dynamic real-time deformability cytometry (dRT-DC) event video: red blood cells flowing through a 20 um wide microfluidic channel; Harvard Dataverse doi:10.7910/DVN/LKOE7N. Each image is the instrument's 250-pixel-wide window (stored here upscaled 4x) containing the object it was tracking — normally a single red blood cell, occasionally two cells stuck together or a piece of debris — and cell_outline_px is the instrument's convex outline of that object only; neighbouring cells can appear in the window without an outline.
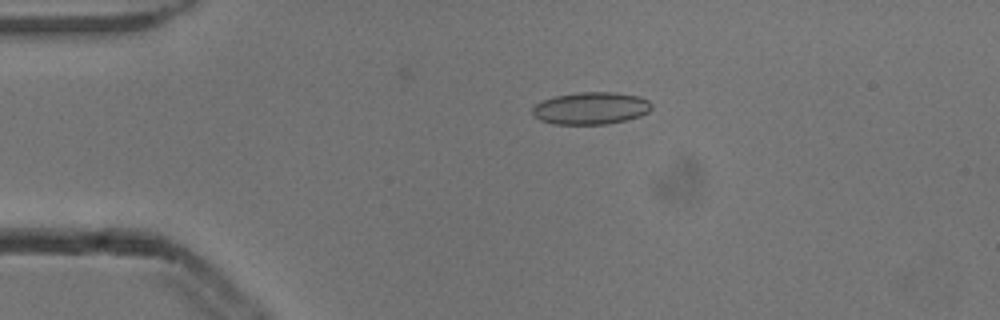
{"species": "common noctule bat (a hibernating species)", "species_latin": "Nyctalus noctula", "temperature_condition": "cold", "stored_images_in_passage": 32, "camera_frame_rate_fps": 3000, "um_per_image_px": 0.085, "animal": {"sex": "male", "body_mass_g": 13.3}, "frame": {"image": 1, "passage_image": 1, "time_ms": 0.0, "image_size_px": [1000, 320], "cell_outline_px": [[652, 108], [648, 112], [640, 116], [608, 124], [552, 124], [540, 120], [532, 116], [532, 108], [536, 104], [544, 100], [556, 96], [580, 92], [616, 92], [640, 96], [648, 100], [652, 104]], "centroid_in_image_um": [50.23, 9.2], "position_along_channel_um": 34.8, "area_um2": 22.48}}
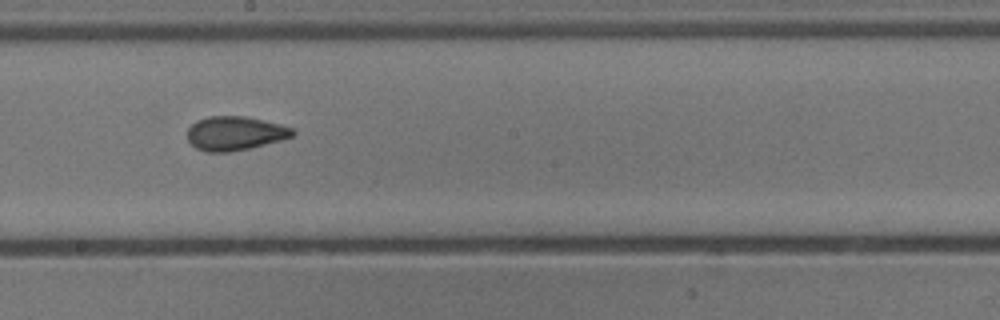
{"frame": {"image": 2, "passage_image": 19, "time_ms": 6.0, "image_size_px": [1000, 320], "cell_outline_px": [[296, 132], [292, 136], [280, 140], [248, 148], [228, 152], [208, 152], [196, 148], [188, 140], [188, 128], [196, 120], [208, 116], [248, 116], [280, 124], [292, 128]], "centroid_in_image_um": [19.96, 11.32], "position_along_channel_um": 228.2, "area_um2": 20.75}}
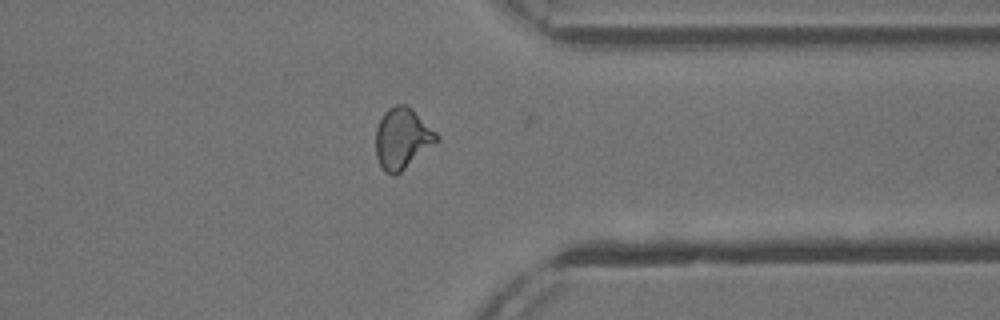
{"frame": {"image": 3, "passage_image": 31, "time_ms": 10.0, "image_size_px": [1000, 320], "cell_outline_px": [[440, 140], [396, 176], [392, 176], [384, 172], [376, 156], [376, 128], [384, 112], [388, 108], [396, 104], [408, 104], [440, 136]], "centroid_in_image_um": [34.2, 11.77], "position_along_channel_um": 377.2, "area_um2": 21.85}, "authors_computed_cell_mechanics": {"area_um2": 20.8658, "velocity_mm_per_s": 3.8752, "shape_relaxation_time_tau1_ms": null, "shape_relaxation_time_tau2_ms": 1.3232, "deformation_change_tau1": null, "deformation_change_tau2": 0.0836}}